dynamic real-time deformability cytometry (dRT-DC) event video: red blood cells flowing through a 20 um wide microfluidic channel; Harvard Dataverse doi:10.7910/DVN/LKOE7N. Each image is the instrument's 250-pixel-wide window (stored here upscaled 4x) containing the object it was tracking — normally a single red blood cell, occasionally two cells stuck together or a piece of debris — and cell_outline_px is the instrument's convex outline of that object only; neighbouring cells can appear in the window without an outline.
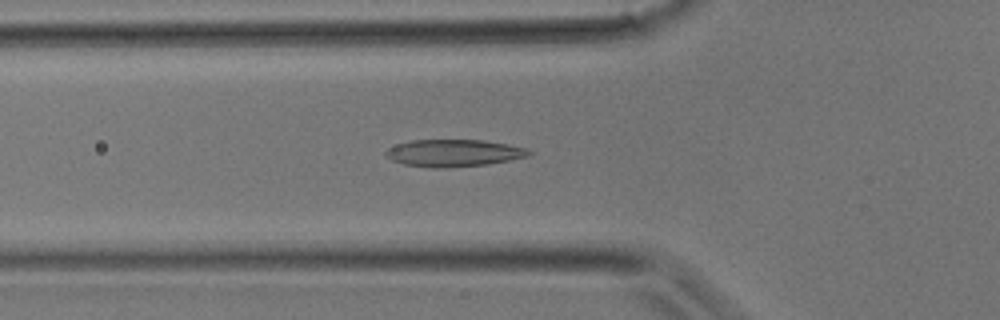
{"species": "common noctule bat (a hibernating species)", "species_latin": "Nyctalus noctula", "temperature_condition": "room temperature", "stored_images_in_passage": 27, "camera_frame_rate_fps": 3000, "um_per_image_px": 0.085, "animal": {"sex": "male", "body_mass_g": 17.9}, "frame": {"image": 1, "passage_image": 7, "time_ms": 2.0, "image_size_px": [1000, 320], "cell_outline_px": [[532, 152], [528, 156], [488, 164], [444, 168], [432, 168], [404, 164], [392, 160], [384, 152], [388, 148], [396, 144], [412, 140], [484, 140], [508, 144], [528, 148]], "centroid_in_image_um": [38.57, 13.0], "position_along_channel_um": 87.2, "area_um2": 22.6}}
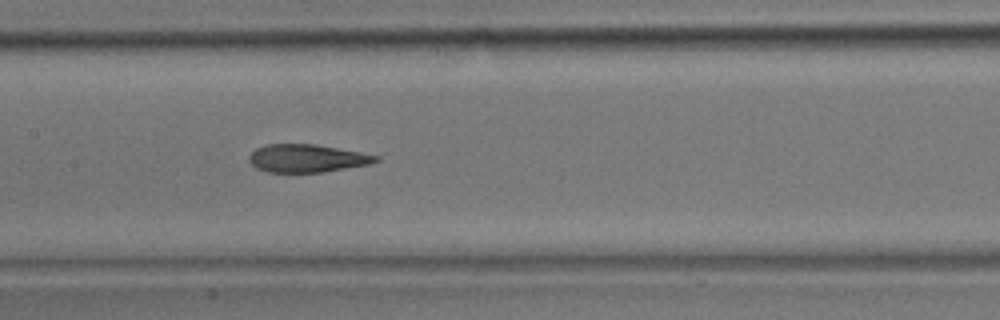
{"frame": {"image": 2, "passage_image": 12, "time_ms": 3.667, "image_size_px": [1000, 320], "cell_outline_px": [[380, 160], [368, 164], [324, 172], [268, 172], [256, 168], [248, 160], [248, 156], [256, 148], [264, 144], [316, 144], [360, 152], [380, 156]], "centroid_in_image_um": [26.07, 13.45], "position_along_channel_um": 181.3, "area_um2": 20.63}}
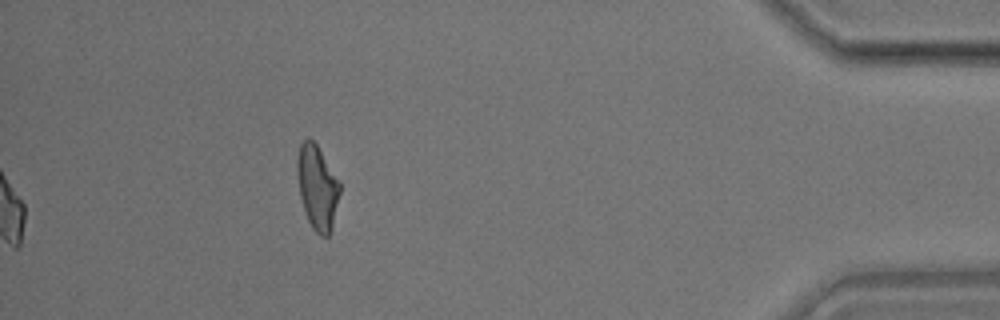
{"frame": {"image": 3, "passage_image": 27, "time_ms": 8.667, "image_size_px": [1000, 320], "cell_outline_px": [[340, 192], [332, 228], [328, 236], [320, 236], [312, 228], [308, 220], [300, 196], [296, 172], [296, 160], [300, 144], [308, 136], [316, 144], [340, 180]], "centroid_in_image_um": [26.97, 15.9], "position_along_channel_um": 408.2, "area_um2": 21.04}}